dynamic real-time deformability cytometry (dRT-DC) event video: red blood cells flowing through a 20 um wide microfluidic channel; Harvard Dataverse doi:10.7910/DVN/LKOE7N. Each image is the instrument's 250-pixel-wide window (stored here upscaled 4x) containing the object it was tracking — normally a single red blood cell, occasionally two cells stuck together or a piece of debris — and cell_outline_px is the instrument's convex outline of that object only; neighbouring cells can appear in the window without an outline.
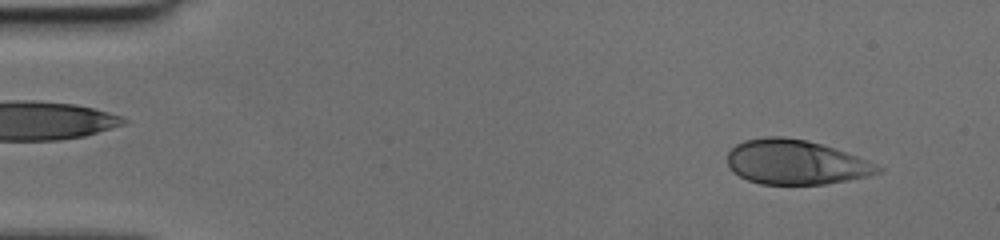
{"species": "human", "species_latin": "Homo sapiens", "temperature_condition": "cold", "stored_images_in_passage": 49, "camera_frame_rate_fps": 3000, "um_per_image_px": 0.085, "donor": {"sex": "female"}, "frame": {"image": 1, "passage_image": 4, "time_ms": 1.0, "image_size_px": [1000, 240], "cell_outline_px": [[884, 172], [868, 176], [848, 180], [824, 184], [760, 184], [748, 180], [740, 176], [728, 164], [728, 152], [736, 144], [744, 140], [764, 136], [784, 136], [804, 140], [820, 144], [868, 160], [884, 168]], "centroid_in_image_um": [67.65, 13.79], "position_along_channel_um": 17.3, "area_um2": 38.9}}
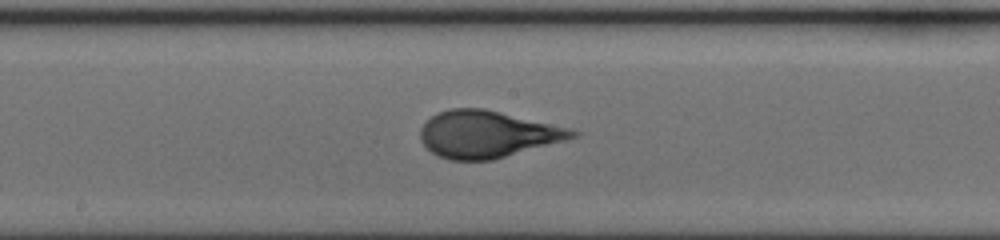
{"frame": {"image": 2, "passage_image": 26, "time_ms": 8.333, "image_size_px": [1000, 240], "cell_outline_px": [[580, 132], [576, 136], [564, 140], [492, 160], [448, 160], [436, 156], [420, 140], [420, 128], [436, 112], [448, 108], [484, 108], [572, 128]], "centroid_in_image_um": [41.39, 11.4], "position_along_channel_um": 206.8, "area_um2": 41.5}}
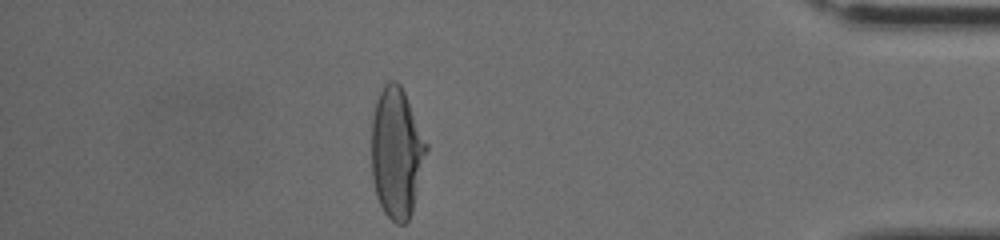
{"frame": {"image": 3, "passage_image": 43, "time_ms": 14.0, "image_size_px": [1000, 240], "cell_outline_px": [[428, 148], [412, 212], [408, 220], [404, 224], [396, 224], [384, 212], [376, 196], [372, 176], [372, 120], [376, 100], [384, 84], [388, 80], [396, 80], [400, 84], [404, 92], [428, 144]], "centroid_in_image_um": [33.71, 12.98], "position_along_channel_um": 401.5, "area_um2": 41.62}}